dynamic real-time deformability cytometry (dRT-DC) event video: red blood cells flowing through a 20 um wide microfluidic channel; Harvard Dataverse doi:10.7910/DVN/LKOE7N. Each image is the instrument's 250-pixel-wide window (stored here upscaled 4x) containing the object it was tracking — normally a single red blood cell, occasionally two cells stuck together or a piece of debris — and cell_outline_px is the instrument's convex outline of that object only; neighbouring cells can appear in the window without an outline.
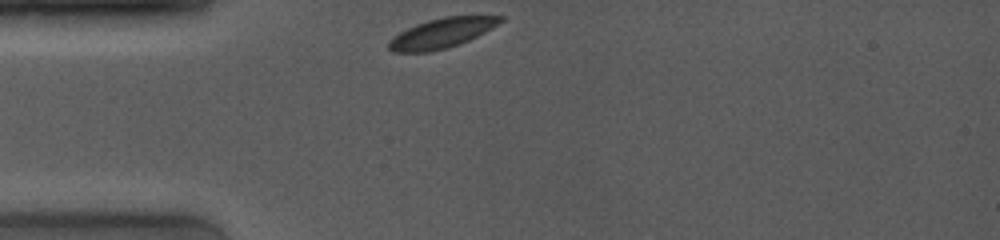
{"species": "common noctule bat (a hibernating species)", "species_latin": "Nyctalus noctula", "temperature_condition": "room temperature", "stored_images_in_passage": 29, "camera_frame_rate_fps": 4000, "um_per_image_px": 0.085, "animal": {"sex": "female", "body_mass_g": 19.0, "forearm_length_mm": 53.3}, "frame": {"image": 1, "passage_image": 1, "time_ms": 0.0, "image_size_px": [1000, 240], "cell_outline_px": [[504, 20], [492, 28], [468, 40], [448, 48], [428, 52], [392, 52], [388, 48], [388, 44], [400, 32], [416, 24], [428, 20], [444, 16], [504, 16]], "centroid_in_image_um": [37.56, 2.81], "position_along_channel_um": 47.4, "area_um2": 19.07}}
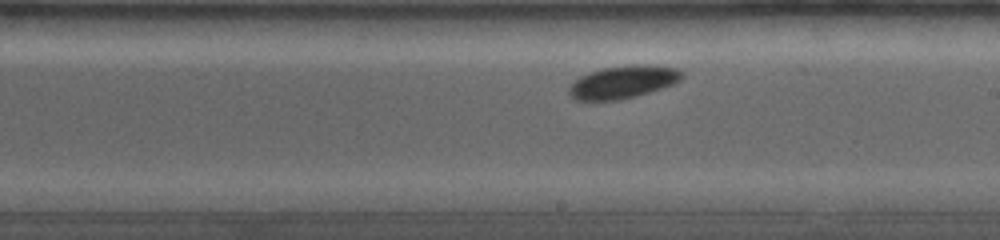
{"frame": {"image": 2, "passage_image": 16, "time_ms": 5.25, "image_size_px": [1000, 240], "cell_outline_px": [[684, 76], [680, 80], [672, 84], [636, 96], [620, 100], [588, 104], [576, 100], [568, 92], [568, 88], [580, 76], [588, 72], [604, 68], [632, 64], [656, 64], [680, 68], [684, 72]], "centroid_in_image_um": [52.94, 6.99], "position_along_channel_um": 236.1, "area_um2": 22.31}}
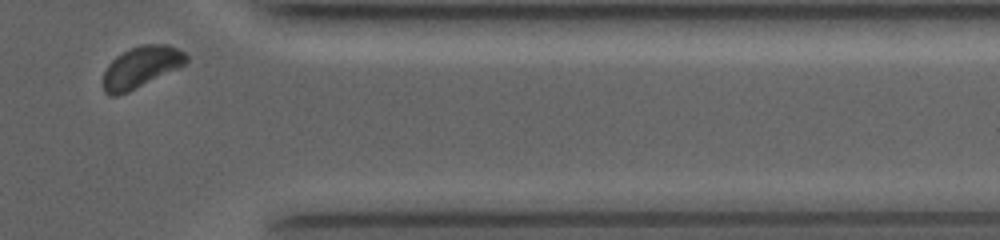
{"frame": {"image": 3, "passage_image": 29, "time_ms": 9.5, "image_size_px": [1000, 240], "cell_outline_px": [[188, 60], [180, 68], [128, 92], [116, 96], [112, 96], [104, 92], [104, 72], [108, 64], [116, 56], [132, 48], [144, 44], [168, 44], [184, 52], [188, 56]], "centroid_in_image_um": [12.01, 5.71], "position_along_channel_um": 399.4, "area_um2": 19.94}, "authors_computed_cell_mechanics": {"area_um2": 20.4612, "velocity_mm_per_s": 3.8924, "shape_relaxation_time_tau1_ms": 1.8374, "shape_relaxation_time_tau2_ms": null, "deformation_change_tau1": 0.0688, "deformation_change_tau2": null}}